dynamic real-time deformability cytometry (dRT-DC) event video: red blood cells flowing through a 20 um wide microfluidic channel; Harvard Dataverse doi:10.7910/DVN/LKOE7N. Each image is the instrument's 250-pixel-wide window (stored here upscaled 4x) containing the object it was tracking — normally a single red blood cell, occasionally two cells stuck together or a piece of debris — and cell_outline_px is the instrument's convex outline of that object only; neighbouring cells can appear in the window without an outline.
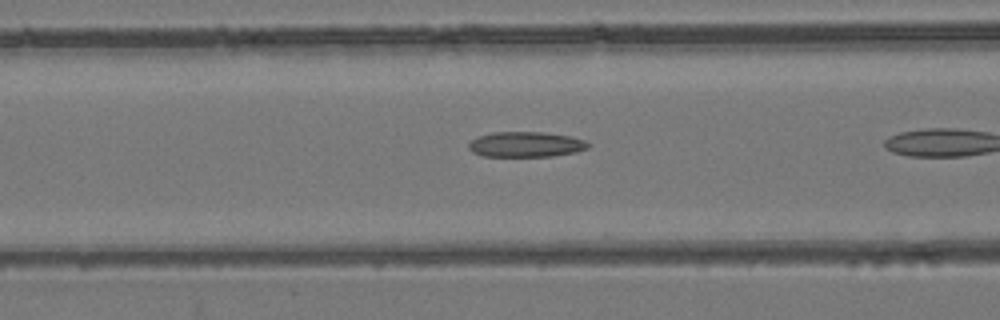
{"species": "common noctule bat (a hibernating species)", "species_latin": "Nyctalus noctula", "temperature_condition": "room temperature", "stored_images_in_passage": 7, "camera_frame_rate_fps": 3000, "um_per_image_px": 0.085, "animal": {"sex": "female", "body_mass_g": 24.6, "forearm_length_mm": 56.2}, "frame": {"image": 1, "passage_image": 6, "time_ms": 1.667, "image_size_px": [1000, 320], "cell_outline_px": [[592, 144], [588, 148], [576, 152], [552, 156], [484, 156], [472, 152], [468, 148], [468, 144], [476, 136], [492, 132], [544, 132], [572, 136], [584, 140]], "centroid_in_image_um": [44.71, 12.27], "position_along_channel_um": 121.9, "area_um2": 17.8}}